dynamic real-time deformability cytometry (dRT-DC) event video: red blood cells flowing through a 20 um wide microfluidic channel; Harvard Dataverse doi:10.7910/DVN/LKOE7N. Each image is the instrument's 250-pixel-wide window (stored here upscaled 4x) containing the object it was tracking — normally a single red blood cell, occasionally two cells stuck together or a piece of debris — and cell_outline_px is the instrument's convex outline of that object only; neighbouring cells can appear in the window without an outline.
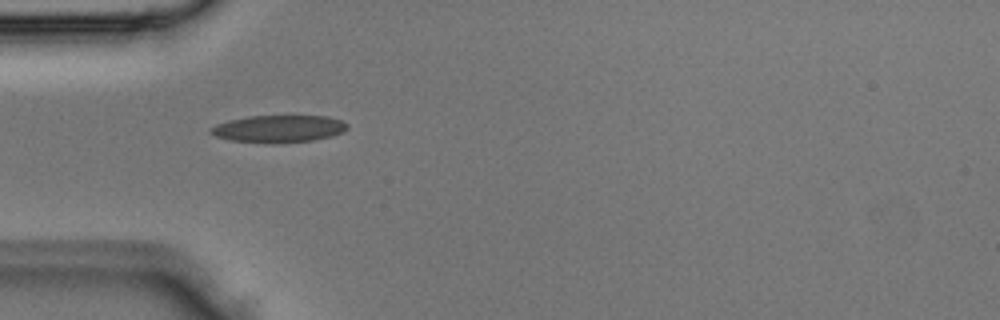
{"species": "Egyptian fruit bat (a non-hibernating species)", "species_latin": "Rousettus aegyptiacus", "temperature_condition": "room temperature", "stored_images_in_passage": 3, "camera_frame_rate_fps": 3000, "um_per_image_px": 0.085, "animal": {"sex": "male"}, "frame": {"image": 1, "passage_image": 3, "time_ms": 0.667, "image_size_px": [1000, 320], "cell_outline_px": [[348, 128], [344, 132], [332, 136], [312, 140], [272, 144], [228, 140], [216, 136], [208, 132], [216, 124], [228, 120], [248, 116], [328, 116], [340, 120], [348, 124]], "centroid_in_image_um": [23.69, 10.95], "position_along_channel_um": 61.3, "area_um2": 21.85}}